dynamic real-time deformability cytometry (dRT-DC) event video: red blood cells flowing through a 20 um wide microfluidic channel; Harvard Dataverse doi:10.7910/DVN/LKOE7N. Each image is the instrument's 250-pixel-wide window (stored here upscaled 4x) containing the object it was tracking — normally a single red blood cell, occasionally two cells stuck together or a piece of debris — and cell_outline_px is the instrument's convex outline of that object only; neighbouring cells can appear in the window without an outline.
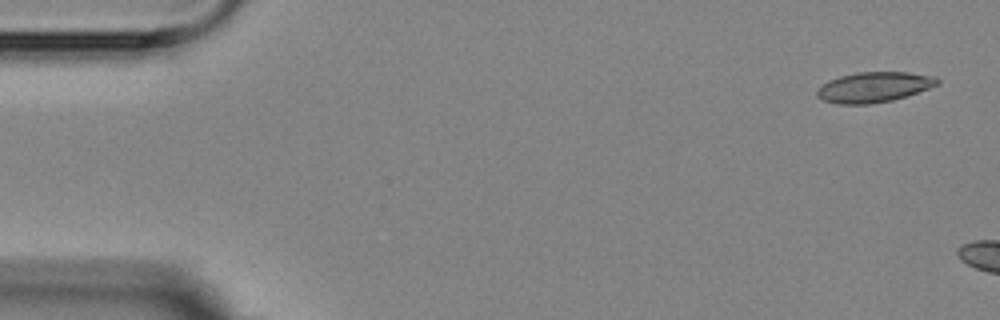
{"species": "Egyptian fruit bat (a non-hibernating species)", "species_latin": "Rousettus aegyptiacus", "temperature_condition": "room temperature", "stored_images_in_passage": 3, "camera_frame_rate_fps": 3000, "um_per_image_px": 0.085, "animal": {"sex": "female"}, "frame": {"image": 1, "passage_image": 1, "time_ms": 0.0, "image_size_px": [1000, 320], "cell_outline_px": [[940, 84], [892, 100], [868, 104], [836, 104], [824, 100], [816, 96], [816, 92], [828, 80], [840, 76], [856, 72], [908, 72], [936, 76], [940, 80]], "centroid_in_image_um": [74.29, 7.39], "position_along_channel_um": 10.7, "area_um2": 21.1}}